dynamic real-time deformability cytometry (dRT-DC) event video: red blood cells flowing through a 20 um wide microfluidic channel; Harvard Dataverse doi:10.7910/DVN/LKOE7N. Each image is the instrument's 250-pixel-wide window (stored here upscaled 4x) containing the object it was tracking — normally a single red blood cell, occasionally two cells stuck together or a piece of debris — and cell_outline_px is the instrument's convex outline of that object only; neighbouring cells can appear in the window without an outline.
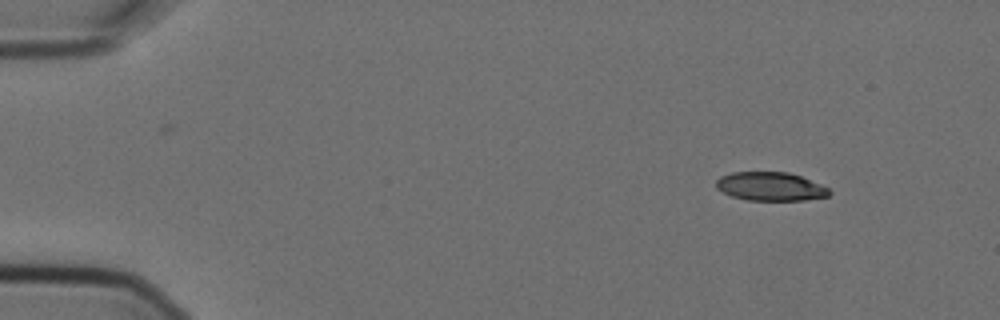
{"species": "Egyptian fruit bat (a non-hibernating species)", "species_latin": "Rousettus aegyptiacus", "temperature_condition": "cold", "stored_images_in_passage": 4, "camera_frame_rate_fps": 3000, "um_per_image_px": 0.085, "animal": {"sex": "female"}, "frame": {"image": 1, "passage_image": 1, "time_ms": 0.0, "image_size_px": [1000, 320], "cell_outline_px": [[832, 192], [828, 196], [804, 200], [748, 200], [732, 196], [716, 188], [716, 180], [720, 176], [732, 172], [788, 172], [800, 176], [820, 184], [828, 188]], "centroid_in_image_um": [65.48, 15.84], "position_along_channel_um": 19.5, "area_um2": 18.79}}
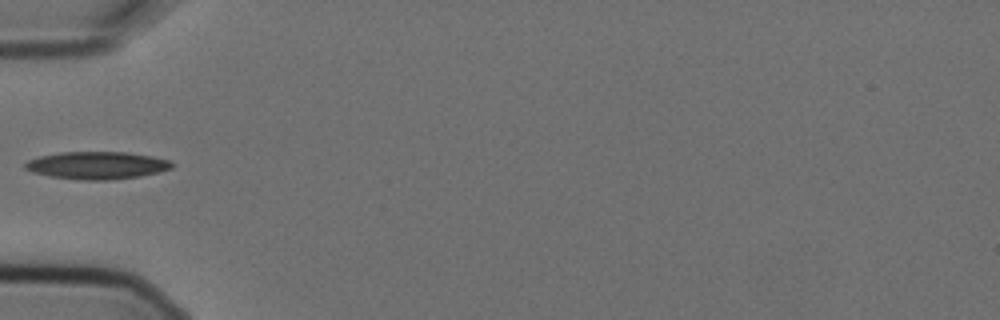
{"frame": {"image": 2, "passage_image": 4, "time_ms": 1.0, "image_size_px": [1000, 320], "cell_outline_px": [[176, 164], [172, 168], [160, 172], [140, 176], [108, 180], [80, 180], [48, 176], [32, 172], [24, 168], [24, 164], [28, 160], [40, 156], [60, 152], [124, 152], [152, 156], [168, 160]], "centroid_in_image_um": [8.24, 14.06], "position_along_channel_um": 76.8, "area_um2": 23.64}}